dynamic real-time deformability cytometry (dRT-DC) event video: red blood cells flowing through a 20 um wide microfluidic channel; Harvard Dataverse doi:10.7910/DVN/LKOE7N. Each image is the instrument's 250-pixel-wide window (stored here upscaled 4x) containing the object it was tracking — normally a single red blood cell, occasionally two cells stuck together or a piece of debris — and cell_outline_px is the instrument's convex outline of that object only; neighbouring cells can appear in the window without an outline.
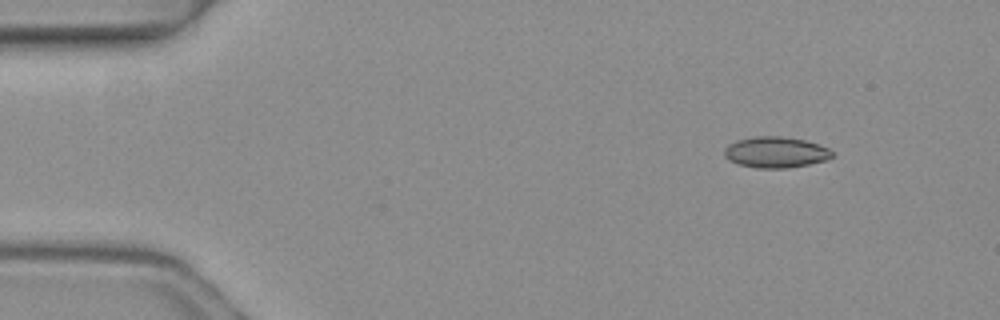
{"species": "common noctule bat (a hibernating species)", "species_latin": "Nyctalus noctula", "temperature_condition": "warm", "stored_images_in_passage": 3, "camera_frame_rate_fps": 3000, "um_per_image_px": 0.085, "animal": {"sex": "female", "body_mass_g": 19.3, "forearm_length_mm": 54.1}, "frame": {"image": 1, "passage_image": 1, "time_ms": 0.0, "image_size_px": [1000, 320], "cell_outline_px": [[836, 156], [824, 160], [808, 164], [784, 168], [756, 168], [740, 164], [728, 160], [724, 156], [724, 148], [728, 144], [736, 140], [756, 136], [780, 136], [804, 140], [820, 144], [828, 148]], "centroid_in_image_um": [65.92, 12.93], "position_along_channel_um": 19.1, "area_um2": 19.48}}